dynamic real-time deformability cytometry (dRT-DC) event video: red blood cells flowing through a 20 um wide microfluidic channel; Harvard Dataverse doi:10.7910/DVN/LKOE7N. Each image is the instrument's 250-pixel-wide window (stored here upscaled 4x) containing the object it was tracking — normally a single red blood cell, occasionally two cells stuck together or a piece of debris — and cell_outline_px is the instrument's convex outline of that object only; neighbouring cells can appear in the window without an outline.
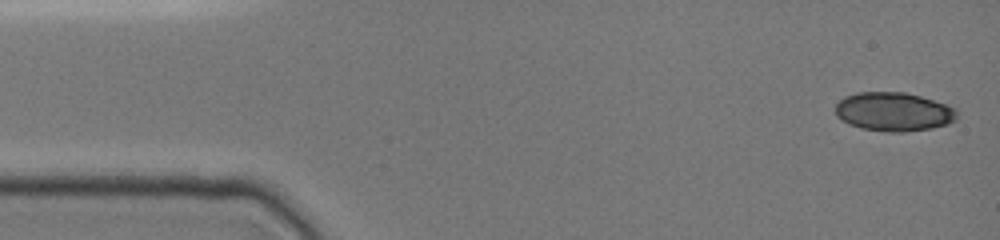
{"species": "common noctule bat (a hibernating species)", "species_latin": "Nyctalus noctula", "temperature_condition": "cold", "stored_images_in_passage": 18, "camera_frame_rate_fps": 3000, "um_per_image_px": 0.085, "animal": {"sex": "female", "body_mass_g": 19.0, "forearm_length_mm": 51.5}, "frame": {"image": 1, "passage_image": 1, "time_ms": 0.0, "image_size_px": [1000, 240], "cell_outline_px": [[956, 120], [948, 124], [932, 128], [904, 132], [888, 132], [860, 128], [848, 124], [840, 120], [836, 116], [836, 104], [844, 96], [856, 92], [904, 92], [920, 96], [948, 104], [956, 108]], "centroid_in_image_um": [75.95, 9.5], "position_along_channel_um": 9.0, "area_um2": 27.8}}
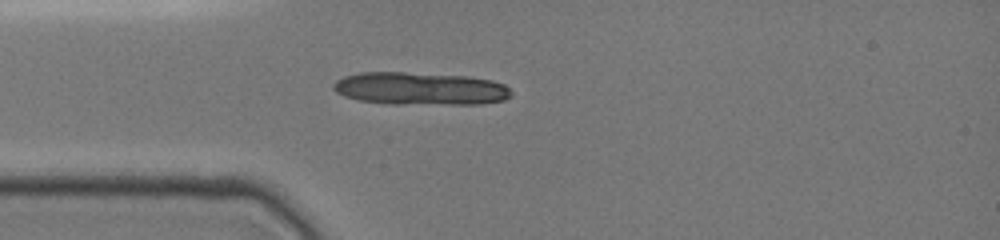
{"frame": {"image": 2, "passage_image": 14, "time_ms": 3.667, "image_size_px": [1000, 240], "cell_outline_px": [[512, 96], [504, 100], [480, 104], [388, 104], [360, 100], [344, 96], [336, 92], [332, 88], [332, 84], [336, 80], [344, 76], [360, 72], [404, 72], [468, 76], [492, 80], [504, 84], [512, 92]], "centroid_in_image_um": [35.72, 7.53], "position_along_channel_um": 49.3, "area_um2": 34.22}}